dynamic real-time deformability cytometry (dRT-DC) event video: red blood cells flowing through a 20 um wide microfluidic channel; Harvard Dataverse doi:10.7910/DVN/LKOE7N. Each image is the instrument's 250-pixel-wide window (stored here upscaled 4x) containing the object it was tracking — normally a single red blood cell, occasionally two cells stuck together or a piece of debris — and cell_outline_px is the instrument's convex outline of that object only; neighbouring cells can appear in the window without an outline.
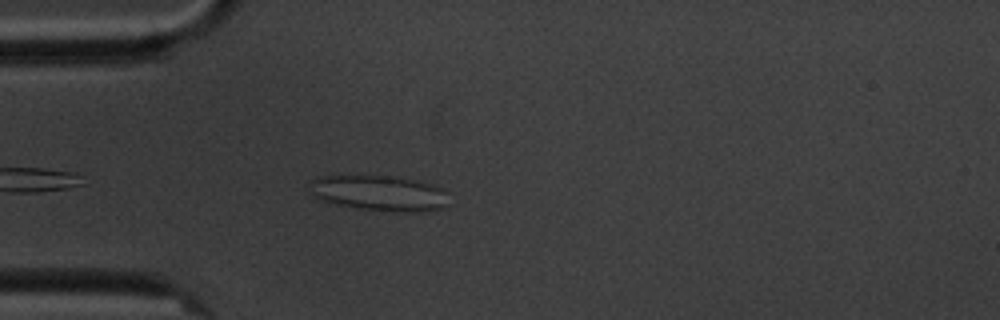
{"species": "common noctule bat (a hibernating species)", "species_latin": "Nyctalus noctula", "temperature_condition": "cold", "stored_images_in_passage": 4, "camera_frame_rate_fps": 3000, "um_per_image_px": 0.085, "animal": {"sex": "male", "body_mass_g": 20.1, "forearm_length_mm": 53.5}, "frame": {"image": 1, "passage_image": 4, "time_ms": 4.333, "image_size_px": [1000, 320], "cell_outline_px": [[448, 208], [428, 212], [396, 212], [356, 208], [336, 204], [320, 200], [312, 192], [312, 180], [320, 176], [388, 176], [416, 180], [432, 184], [444, 188], [448, 192]], "centroid_in_image_um": [32.38, 16.44], "position_along_channel_um": 52.6, "area_um2": 29.07}}